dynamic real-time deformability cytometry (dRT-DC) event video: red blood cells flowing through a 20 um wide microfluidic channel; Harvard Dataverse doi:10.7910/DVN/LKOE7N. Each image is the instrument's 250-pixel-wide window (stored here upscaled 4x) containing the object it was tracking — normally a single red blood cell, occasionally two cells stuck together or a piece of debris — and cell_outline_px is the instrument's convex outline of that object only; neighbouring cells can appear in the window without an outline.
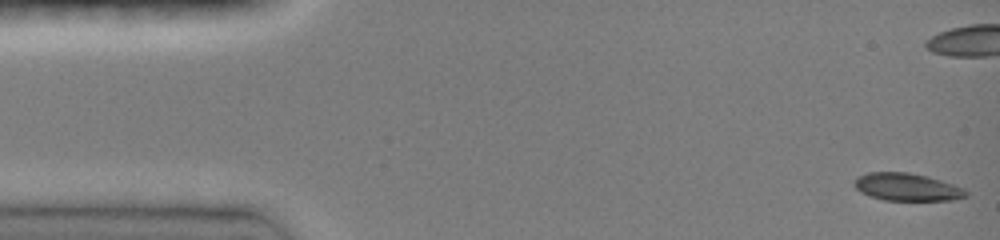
{"species": "common noctule bat (a hibernating species)", "species_latin": "Nyctalus noctula", "temperature_condition": "room temperature", "stored_images_in_passage": 47, "camera_frame_rate_fps": 3000, "um_per_image_px": 0.085, "animal": {"sex": "female", "body_mass_g": 19.0, "forearm_length_mm": 51.5}, "frame": {"image": 1, "passage_image": 1, "time_ms": 0.0, "image_size_px": [1000, 240], "cell_outline_px": [[968, 196], [952, 200], [884, 200], [860, 192], [852, 184], [852, 180], [868, 172], [908, 172], [928, 176], [964, 188], [968, 192]], "centroid_in_image_um": [77.08, 15.89], "position_along_channel_um": 7.9, "area_um2": 17.98}}
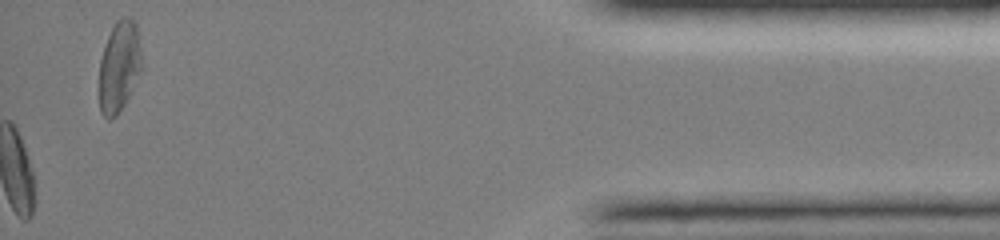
{"frame": {"image": 2, "passage_image": 47, "time_ms": 15.333, "image_size_px": [1000, 240], "cell_outline_px": [[140, 72], [124, 104], [116, 116], [112, 120], [108, 120], [100, 112], [100, 60], [104, 44], [116, 20], [124, 16], [128, 16], [136, 24], [140, 48]], "centroid_in_image_um": [10.11, 5.65], "position_along_channel_um": 425.1, "area_um2": 22.14}, "authors_computed_cell_mechanics": {"area_um2": 18.9006, "velocity_mm_per_s": 4.1266, "shape_relaxation_time_tau1_ms": 4.1008, "shape_relaxation_time_tau2_ms": null, "deformation_change_tau1": 0.148, "deformation_change_tau2": null}}